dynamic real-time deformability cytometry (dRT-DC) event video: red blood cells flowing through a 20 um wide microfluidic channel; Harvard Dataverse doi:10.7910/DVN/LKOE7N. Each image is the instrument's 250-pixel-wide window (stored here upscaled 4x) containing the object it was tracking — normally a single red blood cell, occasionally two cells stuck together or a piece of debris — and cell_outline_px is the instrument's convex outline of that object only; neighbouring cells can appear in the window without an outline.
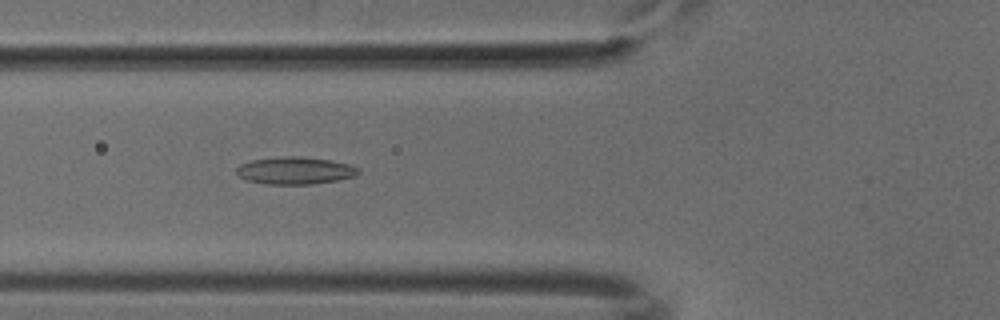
{"species": "common noctule bat (a hibernating species)", "species_latin": "Nyctalus noctula", "temperature_condition": "cold", "stored_images_in_passage": 50, "camera_frame_rate_fps": 3000, "um_per_image_px": 0.085, "animal": {"sex": "male", "body_mass_g": 18.8}, "frame": {"image": 1, "passage_image": 17, "time_ms": 5.333, "image_size_px": [1000, 320], "cell_outline_px": [[360, 172], [356, 176], [336, 180], [312, 184], [264, 184], [244, 180], [236, 172], [236, 168], [240, 164], [252, 160], [284, 156], [300, 156], [332, 160], [348, 164], [360, 168]], "centroid_in_image_um": [25.08, 14.5], "position_along_channel_um": 100.7, "area_um2": 19.54}}
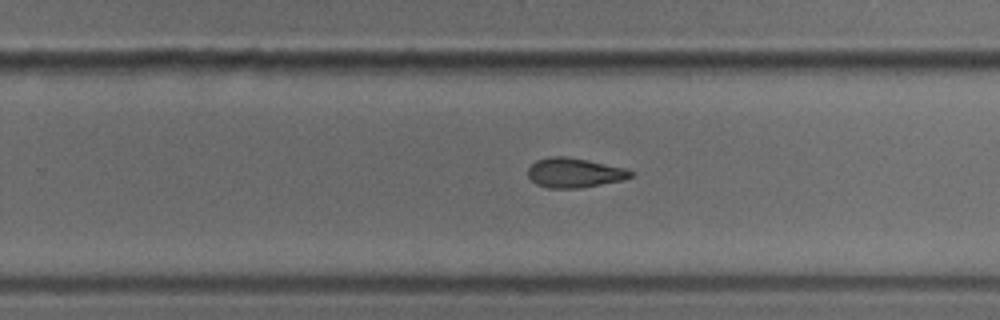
{"frame": {"image": 2, "passage_image": 31, "time_ms": 10.0, "image_size_px": [1000, 320], "cell_outline_px": [[632, 176], [624, 180], [580, 188], [548, 188], [536, 184], [528, 176], [528, 168], [536, 160], [548, 156], [564, 156], [588, 160], [624, 168], [632, 172]], "centroid_in_image_um": [48.79, 14.68], "position_along_channel_um": 281.0, "area_um2": 17.69}}
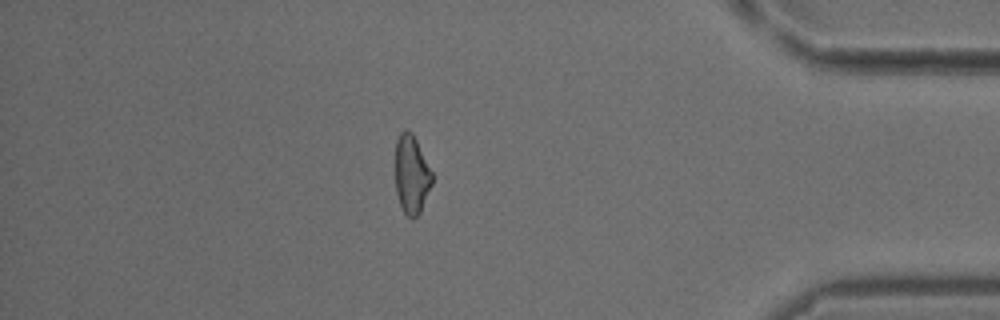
{"frame": {"image": 3, "passage_image": 43, "time_ms": 14.0, "image_size_px": [1000, 320], "cell_outline_px": [[432, 184], [420, 212], [412, 220], [404, 212], [400, 204], [396, 192], [396, 140], [400, 132], [404, 128], [408, 128], [412, 132], [432, 172]], "centroid_in_image_um": [34.97, 14.81], "position_along_channel_um": 400.2, "area_um2": 16.76}}